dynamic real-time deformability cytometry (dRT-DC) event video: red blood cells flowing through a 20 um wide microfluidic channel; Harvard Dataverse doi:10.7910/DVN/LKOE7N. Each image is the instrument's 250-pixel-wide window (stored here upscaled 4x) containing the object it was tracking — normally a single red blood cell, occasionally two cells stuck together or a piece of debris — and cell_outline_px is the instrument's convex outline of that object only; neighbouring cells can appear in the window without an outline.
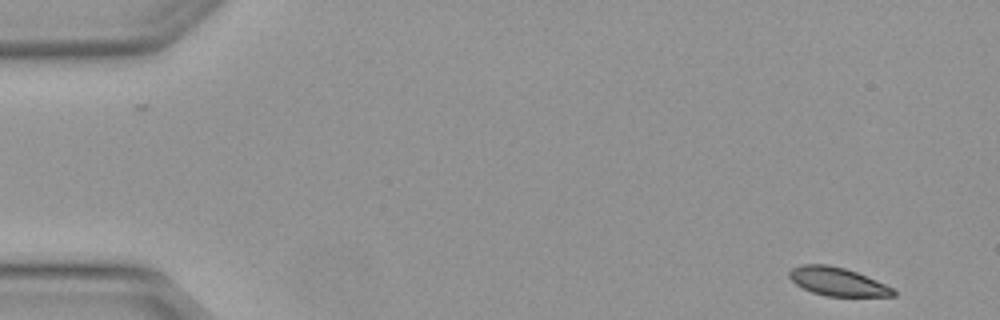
{"species": "Egyptian fruit bat (a non-hibernating species)", "species_latin": "Rousettus aegyptiacus", "temperature_condition": "warm", "stored_images_in_passage": 4, "camera_frame_rate_fps": 3000, "um_per_image_px": 0.085, "animal": {"sex": "female"}, "frame": {"image": 1, "passage_image": 1, "time_ms": 0.0, "image_size_px": [1000, 320], "cell_outline_px": [[896, 296], [828, 296], [812, 292], [796, 284], [788, 276], [788, 272], [792, 268], [804, 264], [828, 264], [844, 268], [856, 272], [876, 280], [892, 288], [896, 292]], "centroid_in_image_um": [71.17, 23.93], "position_along_channel_um": 13.8, "area_um2": 16.99}}
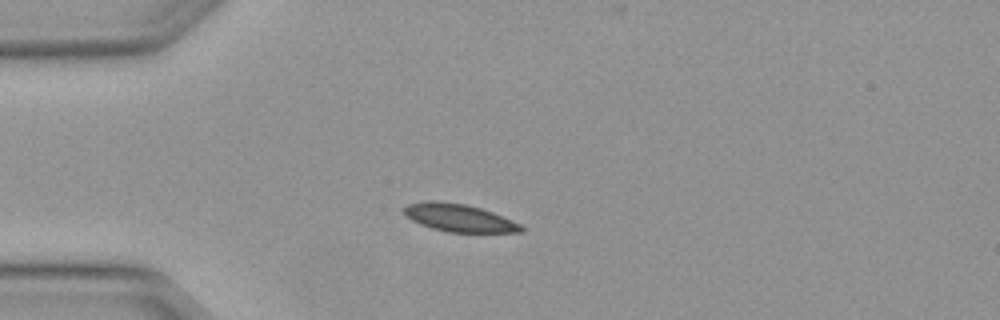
{"frame": {"image": 2, "passage_image": 4, "time_ms": 1.0, "image_size_px": [1000, 320], "cell_outline_px": [[524, 232], [448, 232], [432, 228], [420, 224], [412, 220], [400, 208], [408, 204], [428, 200], [436, 200], [468, 204], [492, 212], [512, 220], [520, 224], [524, 228]], "centroid_in_image_um": [39.0, 18.5], "position_along_channel_um": 46.0, "area_um2": 18.96}}